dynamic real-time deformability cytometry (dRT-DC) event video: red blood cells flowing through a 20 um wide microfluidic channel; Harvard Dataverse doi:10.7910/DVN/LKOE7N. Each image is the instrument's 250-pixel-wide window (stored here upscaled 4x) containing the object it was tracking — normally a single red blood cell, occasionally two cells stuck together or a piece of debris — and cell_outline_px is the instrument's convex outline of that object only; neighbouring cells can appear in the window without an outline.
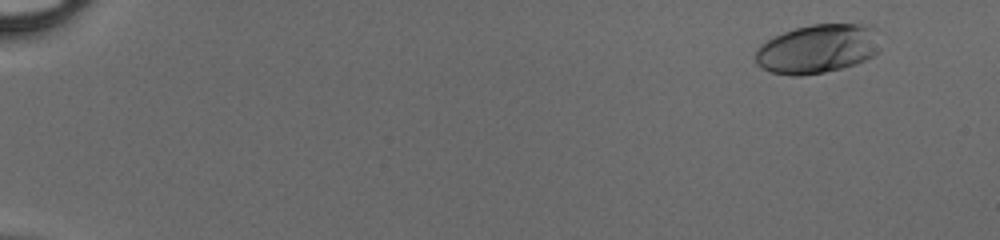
{"species": "human", "species_latin": "Homo sapiens", "temperature_condition": "cold", "stored_images_in_passage": 51, "camera_frame_rate_fps": 3000, "um_per_image_px": 0.085, "donor": {"sex": "male"}, "frame": {"image": 1, "passage_image": 5, "time_ms": 1.333, "image_size_px": [1000, 240], "cell_outline_px": [[884, 32], [880, 52], [856, 64], [824, 72], [800, 76], [792, 76], [772, 72], [760, 68], [756, 64], [756, 48], [760, 44], [784, 32], [796, 28], [812, 24], [872, 24]], "centroid_in_image_um": [69.61, 4.12], "position_along_channel_um": 15.4, "area_um2": 36.53}}
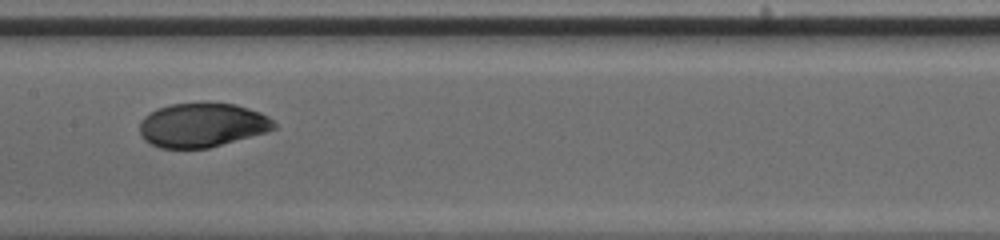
{"frame": {"image": 2, "passage_image": 29, "time_ms": 9.333, "image_size_px": [1000, 240], "cell_outline_px": [[276, 128], [268, 132], [208, 148], [160, 148], [144, 140], [140, 132], [140, 120], [144, 116], [156, 108], [168, 104], [236, 104], [260, 112], [268, 116], [276, 124]], "centroid_in_image_um": [17.18, 10.64], "position_along_channel_um": 190.2, "area_um2": 34.45}}
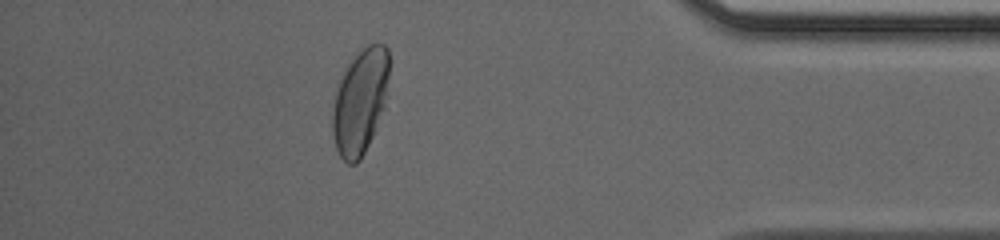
{"frame": {"image": 3, "passage_image": 46, "time_ms": 15.0, "image_size_px": [1000, 240], "cell_outline_px": [[388, 76], [384, 108], [372, 136], [360, 160], [356, 164], [348, 164], [340, 156], [336, 148], [332, 132], [332, 108], [336, 92], [340, 80], [348, 64], [368, 44], [384, 44], [388, 48]], "centroid_in_image_um": [30.6, 8.66], "position_along_channel_um": 404.6, "area_um2": 34.16}}